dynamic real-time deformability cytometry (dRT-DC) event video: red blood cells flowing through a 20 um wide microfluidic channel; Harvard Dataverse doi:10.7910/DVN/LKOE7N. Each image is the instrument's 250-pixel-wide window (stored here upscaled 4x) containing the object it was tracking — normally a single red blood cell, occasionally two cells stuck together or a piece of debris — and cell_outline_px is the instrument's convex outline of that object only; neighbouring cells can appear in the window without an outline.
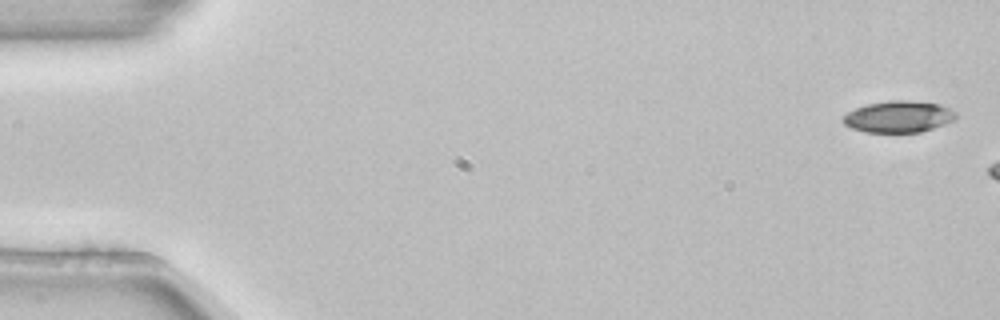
{"species": "common noctule bat (a hibernating species)", "species_latin": "Nyctalus noctula", "temperature_condition": "room temperature", "stored_images_in_passage": 3, "camera_frame_rate_fps": 3000, "um_per_image_px": 0.085, "animal": {"sex": "female", "body_mass_g": 22.7, "forearm_length_mm": 54.2}, "frame": {"image": 1, "passage_image": 1, "time_ms": 0.0, "image_size_px": [1000, 320], "cell_outline_px": [[956, 116], [952, 120], [944, 124], [920, 132], [864, 132], [852, 128], [844, 124], [844, 116], [848, 112], [856, 108], [868, 104], [888, 100], [908, 100], [940, 104], [956, 112]], "centroid_in_image_um": [76.37, 9.91], "position_along_channel_um": 8.6, "area_um2": 20.52}}